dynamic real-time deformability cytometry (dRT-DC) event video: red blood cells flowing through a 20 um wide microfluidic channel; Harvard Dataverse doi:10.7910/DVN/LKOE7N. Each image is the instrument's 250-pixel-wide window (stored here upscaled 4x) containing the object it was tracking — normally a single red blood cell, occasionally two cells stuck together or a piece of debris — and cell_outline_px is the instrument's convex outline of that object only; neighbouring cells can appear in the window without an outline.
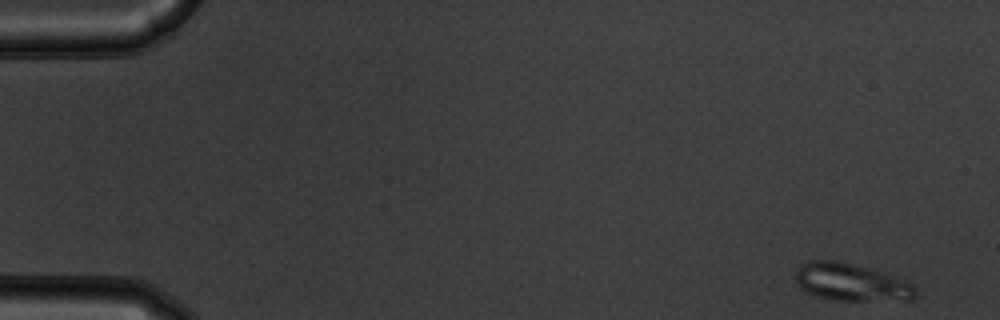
{"species": "common noctule bat (a hibernating species)", "species_latin": "Nyctalus noctula", "temperature_condition": "warm", "stored_images_in_passage": 11, "camera_frame_rate_fps": 3000, "um_per_image_px": 0.085, "animal": {"sex": "male", "body_mass_g": 19.5, "forearm_length_mm": 54.6}, "frame": {"image": 1, "passage_image": 1, "time_ms": 0.0, "image_size_px": [1000, 320], "cell_outline_px": [[916, 296], [912, 300], [836, 300], [816, 296], [800, 288], [796, 280], [796, 268], [800, 264], [812, 260], [832, 260], [868, 268], [892, 276], [912, 284], [916, 288]], "centroid_in_image_um": [72.32, 24.0], "position_along_channel_um": 12.7, "area_um2": 25.84}}